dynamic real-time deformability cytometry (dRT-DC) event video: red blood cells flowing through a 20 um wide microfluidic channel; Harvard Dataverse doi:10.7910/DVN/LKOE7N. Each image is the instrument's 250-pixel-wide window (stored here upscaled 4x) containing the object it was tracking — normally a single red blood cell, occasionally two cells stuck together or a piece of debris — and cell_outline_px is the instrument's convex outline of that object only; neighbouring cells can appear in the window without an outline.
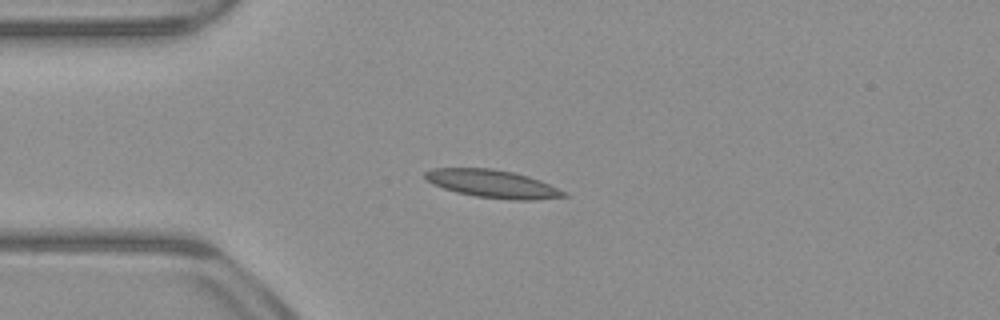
{"species": "common noctule bat (a hibernating species)", "species_latin": "Nyctalus noctula", "temperature_condition": "warm", "stored_images_in_passage": 47, "camera_frame_rate_fps": 3000, "um_per_image_px": 0.085, "animal": {"sex": "male", "body_mass_g": 23.1, "forearm_length_mm": 52.7}, "frame": {"image": 1, "passage_image": 12, "time_ms": 3.667, "image_size_px": [1000, 320], "cell_outline_px": [[568, 196], [536, 200], [512, 200], [476, 196], [456, 192], [432, 184], [424, 176], [424, 172], [432, 168], [492, 168], [512, 172], [528, 176], [540, 180], [568, 192]], "centroid_in_image_um": [41.9, 15.62], "position_along_channel_um": 43.1, "area_um2": 22.6}}
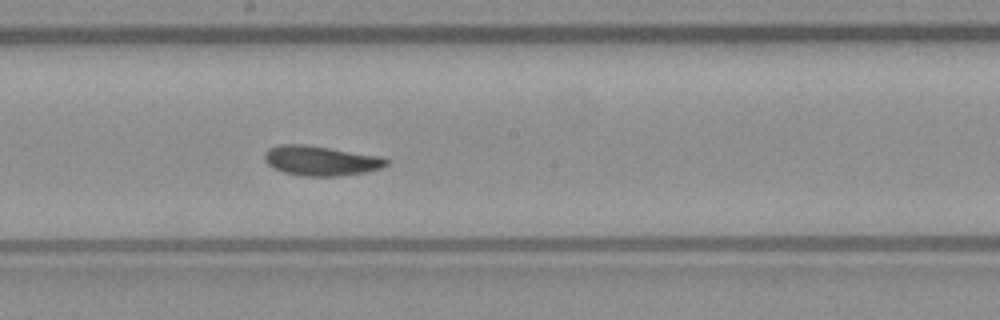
{"frame": {"image": 2, "passage_image": 27, "time_ms": 8.667, "image_size_px": [1000, 320], "cell_outline_px": [[388, 164], [384, 168], [368, 172], [340, 176], [304, 176], [284, 172], [272, 168], [264, 160], [264, 152], [268, 148], [280, 144], [304, 144], [380, 156], [388, 160]], "centroid_in_image_um": [27.27, 13.66], "position_along_channel_um": 220.9, "area_um2": 21.33}}
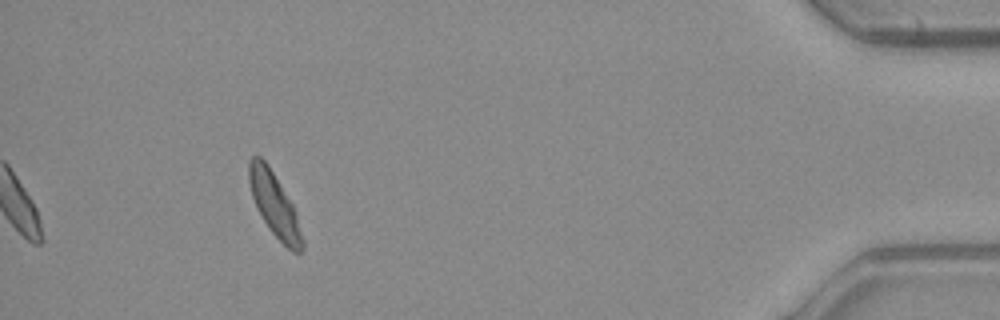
{"frame": {"image": 3, "passage_image": 47, "time_ms": 15.333, "image_size_px": [1000, 320], "cell_outline_px": [[304, 248], [300, 252], [292, 252], [272, 232], [264, 220], [252, 196], [248, 180], [248, 160], [252, 156], [260, 156], [268, 164], [292, 204], [296, 212], [304, 240]], "centroid_in_image_um": [23.34, 17.38], "position_along_channel_um": 411.9, "area_um2": 19.48}, "authors_computed_cell_mechanics": {"area_um2": 20.808, "velocity_mm_per_s": 3.9143, "shape_relaxation_time_tau1_ms": 4.3878, "shape_relaxation_time_tau2_ms": 2.5637, "deformation_change_tau1": 0.1486, "deformation_change_tau2": 0.0953}}